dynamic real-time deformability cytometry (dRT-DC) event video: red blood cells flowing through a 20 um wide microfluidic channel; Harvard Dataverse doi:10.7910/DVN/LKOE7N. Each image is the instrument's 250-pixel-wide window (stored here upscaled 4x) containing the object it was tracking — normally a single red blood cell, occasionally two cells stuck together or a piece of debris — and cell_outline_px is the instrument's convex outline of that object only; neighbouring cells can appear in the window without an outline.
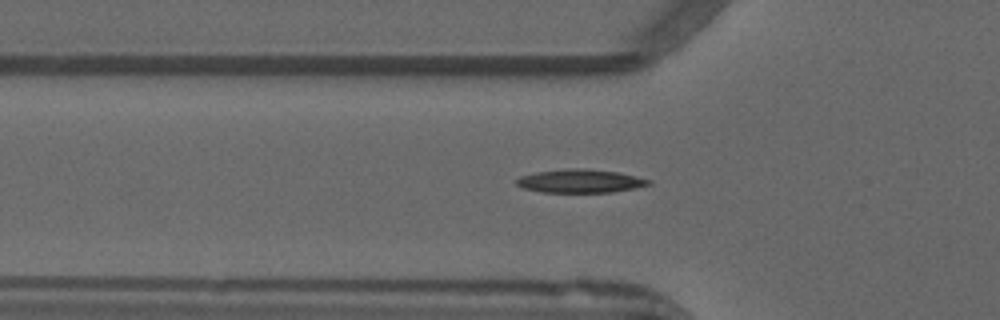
{"species": "common noctule bat (a hibernating species)", "species_latin": "Nyctalus noctula", "temperature_condition": "warm", "stored_images_in_passage": 14, "camera_frame_rate_fps": 3000, "um_per_image_px": 0.085, "animal": {"sex": "male", "forearm_length_mm": 52.5}, "frame": {"image": 1, "passage_image": 2, "time_ms": 0.333, "image_size_px": [1000, 320], "cell_outline_px": [[652, 184], [636, 188], [612, 192], [540, 192], [524, 188], [516, 184], [516, 180], [520, 176], [536, 172], [576, 168], [584, 168], [616, 172], [636, 176], [652, 180]], "centroid_in_image_um": [49.35, 15.39], "position_along_channel_um": 76.4, "area_um2": 17.92}}
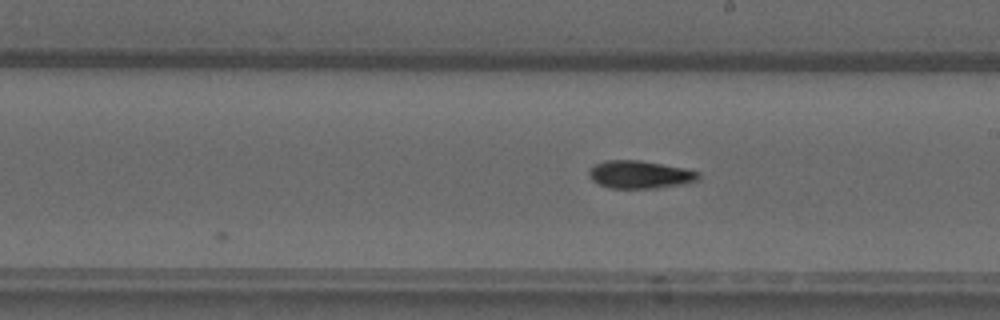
{"frame": {"image": 2, "passage_image": 14, "time_ms": 4.333, "image_size_px": [1000, 320], "cell_outline_px": [[700, 176], [696, 180], [688, 184], [656, 188], [608, 188], [592, 180], [588, 176], [588, 172], [592, 164], [604, 160], [640, 160], [684, 168], [700, 172]], "centroid_in_image_um": [54.37, 14.83], "position_along_channel_um": 234.6, "area_um2": 17.98}}